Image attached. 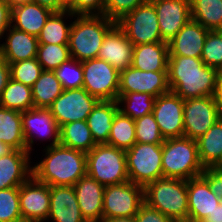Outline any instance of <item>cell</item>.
Wrapping results in <instances>:
<instances>
[{
    "label": "cell",
    "instance_id": "obj_1",
    "mask_svg": "<svg viewBox=\"0 0 222 222\" xmlns=\"http://www.w3.org/2000/svg\"><path fill=\"white\" fill-rule=\"evenodd\" d=\"M39 161L32 160V176L49 186H73L87 174L86 153L61 144L44 148ZM44 156V158H43ZM42 159V160H41Z\"/></svg>",
    "mask_w": 222,
    "mask_h": 222
},
{
    "label": "cell",
    "instance_id": "obj_2",
    "mask_svg": "<svg viewBox=\"0 0 222 222\" xmlns=\"http://www.w3.org/2000/svg\"><path fill=\"white\" fill-rule=\"evenodd\" d=\"M218 70L206 66L201 58L169 55V90L183 100L203 96H213Z\"/></svg>",
    "mask_w": 222,
    "mask_h": 222
},
{
    "label": "cell",
    "instance_id": "obj_3",
    "mask_svg": "<svg viewBox=\"0 0 222 222\" xmlns=\"http://www.w3.org/2000/svg\"><path fill=\"white\" fill-rule=\"evenodd\" d=\"M69 32L71 58L78 61L97 58L106 34L117 24L104 15H76Z\"/></svg>",
    "mask_w": 222,
    "mask_h": 222
},
{
    "label": "cell",
    "instance_id": "obj_4",
    "mask_svg": "<svg viewBox=\"0 0 222 222\" xmlns=\"http://www.w3.org/2000/svg\"><path fill=\"white\" fill-rule=\"evenodd\" d=\"M144 203L174 221L188 220L187 180L160 178L144 187Z\"/></svg>",
    "mask_w": 222,
    "mask_h": 222
},
{
    "label": "cell",
    "instance_id": "obj_5",
    "mask_svg": "<svg viewBox=\"0 0 222 222\" xmlns=\"http://www.w3.org/2000/svg\"><path fill=\"white\" fill-rule=\"evenodd\" d=\"M163 177L188 180L199 177L203 171L197 141L188 137L165 139L162 149Z\"/></svg>",
    "mask_w": 222,
    "mask_h": 222
},
{
    "label": "cell",
    "instance_id": "obj_6",
    "mask_svg": "<svg viewBox=\"0 0 222 222\" xmlns=\"http://www.w3.org/2000/svg\"><path fill=\"white\" fill-rule=\"evenodd\" d=\"M87 175L107 186L129 181L125 150L97 144L86 153Z\"/></svg>",
    "mask_w": 222,
    "mask_h": 222
},
{
    "label": "cell",
    "instance_id": "obj_7",
    "mask_svg": "<svg viewBox=\"0 0 222 222\" xmlns=\"http://www.w3.org/2000/svg\"><path fill=\"white\" fill-rule=\"evenodd\" d=\"M162 149L163 144L136 142L126 150L129 181L145 187L150 182L163 178Z\"/></svg>",
    "mask_w": 222,
    "mask_h": 222
},
{
    "label": "cell",
    "instance_id": "obj_8",
    "mask_svg": "<svg viewBox=\"0 0 222 222\" xmlns=\"http://www.w3.org/2000/svg\"><path fill=\"white\" fill-rule=\"evenodd\" d=\"M117 25L125 32L134 46L164 42L156 9L150 1L125 14L117 21Z\"/></svg>",
    "mask_w": 222,
    "mask_h": 222
},
{
    "label": "cell",
    "instance_id": "obj_9",
    "mask_svg": "<svg viewBox=\"0 0 222 222\" xmlns=\"http://www.w3.org/2000/svg\"><path fill=\"white\" fill-rule=\"evenodd\" d=\"M144 203V187L127 181L107 185L103 197V220L134 217Z\"/></svg>",
    "mask_w": 222,
    "mask_h": 222
},
{
    "label": "cell",
    "instance_id": "obj_10",
    "mask_svg": "<svg viewBox=\"0 0 222 222\" xmlns=\"http://www.w3.org/2000/svg\"><path fill=\"white\" fill-rule=\"evenodd\" d=\"M21 121L26 149L30 154L34 155L35 142L41 141L40 144H44L43 141L50 142L46 146L43 145V148L59 144L60 127L49 109L33 108L21 112Z\"/></svg>",
    "mask_w": 222,
    "mask_h": 222
},
{
    "label": "cell",
    "instance_id": "obj_11",
    "mask_svg": "<svg viewBox=\"0 0 222 222\" xmlns=\"http://www.w3.org/2000/svg\"><path fill=\"white\" fill-rule=\"evenodd\" d=\"M83 88L99 100H117L120 72L108 62L93 58L82 62Z\"/></svg>",
    "mask_w": 222,
    "mask_h": 222
},
{
    "label": "cell",
    "instance_id": "obj_12",
    "mask_svg": "<svg viewBox=\"0 0 222 222\" xmlns=\"http://www.w3.org/2000/svg\"><path fill=\"white\" fill-rule=\"evenodd\" d=\"M222 117L213 96L184 100L183 136L197 140Z\"/></svg>",
    "mask_w": 222,
    "mask_h": 222
},
{
    "label": "cell",
    "instance_id": "obj_13",
    "mask_svg": "<svg viewBox=\"0 0 222 222\" xmlns=\"http://www.w3.org/2000/svg\"><path fill=\"white\" fill-rule=\"evenodd\" d=\"M99 101L82 87L64 90L48 109L61 127L74 121H87L88 115Z\"/></svg>",
    "mask_w": 222,
    "mask_h": 222
},
{
    "label": "cell",
    "instance_id": "obj_14",
    "mask_svg": "<svg viewBox=\"0 0 222 222\" xmlns=\"http://www.w3.org/2000/svg\"><path fill=\"white\" fill-rule=\"evenodd\" d=\"M19 204L24 222H45L50 209V186L31 176L19 187Z\"/></svg>",
    "mask_w": 222,
    "mask_h": 222
},
{
    "label": "cell",
    "instance_id": "obj_15",
    "mask_svg": "<svg viewBox=\"0 0 222 222\" xmlns=\"http://www.w3.org/2000/svg\"><path fill=\"white\" fill-rule=\"evenodd\" d=\"M168 71H141L133 66L120 72L118 95L126 93H149L157 98L168 93Z\"/></svg>",
    "mask_w": 222,
    "mask_h": 222
},
{
    "label": "cell",
    "instance_id": "obj_16",
    "mask_svg": "<svg viewBox=\"0 0 222 222\" xmlns=\"http://www.w3.org/2000/svg\"><path fill=\"white\" fill-rule=\"evenodd\" d=\"M184 100L169 91L154 102L153 114L164 139L182 137Z\"/></svg>",
    "mask_w": 222,
    "mask_h": 222
},
{
    "label": "cell",
    "instance_id": "obj_17",
    "mask_svg": "<svg viewBox=\"0 0 222 222\" xmlns=\"http://www.w3.org/2000/svg\"><path fill=\"white\" fill-rule=\"evenodd\" d=\"M154 5L162 40L169 42L191 18L190 0H150Z\"/></svg>",
    "mask_w": 222,
    "mask_h": 222
},
{
    "label": "cell",
    "instance_id": "obj_18",
    "mask_svg": "<svg viewBox=\"0 0 222 222\" xmlns=\"http://www.w3.org/2000/svg\"><path fill=\"white\" fill-rule=\"evenodd\" d=\"M134 45L116 24L105 36L97 58L108 62L119 72L132 65Z\"/></svg>",
    "mask_w": 222,
    "mask_h": 222
},
{
    "label": "cell",
    "instance_id": "obj_19",
    "mask_svg": "<svg viewBox=\"0 0 222 222\" xmlns=\"http://www.w3.org/2000/svg\"><path fill=\"white\" fill-rule=\"evenodd\" d=\"M73 187L84 219L87 222H102L105 186L86 174Z\"/></svg>",
    "mask_w": 222,
    "mask_h": 222
},
{
    "label": "cell",
    "instance_id": "obj_20",
    "mask_svg": "<svg viewBox=\"0 0 222 222\" xmlns=\"http://www.w3.org/2000/svg\"><path fill=\"white\" fill-rule=\"evenodd\" d=\"M87 222L79 208L73 186H50V209L46 222Z\"/></svg>",
    "mask_w": 222,
    "mask_h": 222
},
{
    "label": "cell",
    "instance_id": "obj_21",
    "mask_svg": "<svg viewBox=\"0 0 222 222\" xmlns=\"http://www.w3.org/2000/svg\"><path fill=\"white\" fill-rule=\"evenodd\" d=\"M187 193L188 220L192 222H203L221 202L201 176L187 180Z\"/></svg>",
    "mask_w": 222,
    "mask_h": 222
},
{
    "label": "cell",
    "instance_id": "obj_22",
    "mask_svg": "<svg viewBox=\"0 0 222 222\" xmlns=\"http://www.w3.org/2000/svg\"><path fill=\"white\" fill-rule=\"evenodd\" d=\"M31 158L28 151L16 149L0 158V190L20 187L32 176Z\"/></svg>",
    "mask_w": 222,
    "mask_h": 222
},
{
    "label": "cell",
    "instance_id": "obj_23",
    "mask_svg": "<svg viewBox=\"0 0 222 222\" xmlns=\"http://www.w3.org/2000/svg\"><path fill=\"white\" fill-rule=\"evenodd\" d=\"M210 30L192 19L168 42L169 55L201 58L206 36Z\"/></svg>",
    "mask_w": 222,
    "mask_h": 222
},
{
    "label": "cell",
    "instance_id": "obj_24",
    "mask_svg": "<svg viewBox=\"0 0 222 222\" xmlns=\"http://www.w3.org/2000/svg\"><path fill=\"white\" fill-rule=\"evenodd\" d=\"M0 55L8 62L15 63L37 56L38 37L10 26L3 35ZM4 42V43H3Z\"/></svg>",
    "mask_w": 222,
    "mask_h": 222
},
{
    "label": "cell",
    "instance_id": "obj_25",
    "mask_svg": "<svg viewBox=\"0 0 222 222\" xmlns=\"http://www.w3.org/2000/svg\"><path fill=\"white\" fill-rule=\"evenodd\" d=\"M53 11L34 2L12 6L11 26L38 37Z\"/></svg>",
    "mask_w": 222,
    "mask_h": 222
},
{
    "label": "cell",
    "instance_id": "obj_26",
    "mask_svg": "<svg viewBox=\"0 0 222 222\" xmlns=\"http://www.w3.org/2000/svg\"><path fill=\"white\" fill-rule=\"evenodd\" d=\"M169 50L167 42L134 46L132 65L141 71H168Z\"/></svg>",
    "mask_w": 222,
    "mask_h": 222
},
{
    "label": "cell",
    "instance_id": "obj_27",
    "mask_svg": "<svg viewBox=\"0 0 222 222\" xmlns=\"http://www.w3.org/2000/svg\"><path fill=\"white\" fill-rule=\"evenodd\" d=\"M117 111L116 100H100L88 115L87 124L96 144L108 142L113 118Z\"/></svg>",
    "mask_w": 222,
    "mask_h": 222
},
{
    "label": "cell",
    "instance_id": "obj_28",
    "mask_svg": "<svg viewBox=\"0 0 222 222\" xmlns=\"http://www.w3.org/2000/svg\"><path fill=\"white\" fill-rule=\"evenodd\" d=\"M196 141L204 168L222 167V117Z\"/></svg>",
    "mask_w": 222,
    "mask_h": 222
},
{
    "label": "cell",
    "instance_id": "obj_29",
    "mask_svg": "<svg viewBox=\"0 0 222 222\" xmlns=\"http://www.w3.org/2000/svg\"><path fill=\"white\" fill-rule=\"evenodd\" d=\"M75 16L69 10L53 12L38 36V44H68L72 19Z\"/></svg>",
    "mask_w": 222,
    "mask_h": 222
},
{
    "label": "cell",
    "instance_id": "obj_30",
    "mask_svg": "<svg viewBox=\"0 0 222 222\" xmlns=\"http://www.w3.org/2000/svg\"><path fill=\"white\" fill-rule=\"evenodd\" d=\"M59 144L79 150L90 152L97 144L93 140L87 121H74L60 127Z\"/></svg>",
    "mask_w": 222,
    "mask_h": 222
},
{
    "label": "cell",
    "instance_id": "obj_31",
    "mask_svg": "<svg viewBox=\"0 0 222 222\" xmlns=\"http://www.w3.org/2000/svg\"><path fill=\"white\" fill-rule=\"evenodd\" d=\"M0 141L16 150L27 151L21 112L0 107Z\"/></svg>",
    "mask_w": 222,
    "mask_h": 222
},
{
    "label": "cell",
    "instance_id": "obj_32",
    "mask_svg": "<svg viewBox=\"0 0 222 222\" xmlns=\"http://www.w3.org/2000/svg\"><path fill=\"white\" fill-rule=\"evenodd\" d=\"M64 91L53 71H43L32 86L34 108L48 109L53 101Z\"/></svg>",
    "mask_w": 222,
    "mask_h": 222
},
{
    "label": "cell",
    "instance_id": "obj_33",
    "mask_svg": "<svg viewBox=\"0 0 222 222\" xmlns=\"http://www.w3.org/2000/svg\"><path fill=\"white\" fill-rule=\"evenodd\" d=\"M191 18L206 29L222 28V0H190Z\"/></svg>",
    "mask_w": 222,
    "mask_h": 222
},
{
    "label": "cell",
    "instance_id": "obj_34",
    "mask_svg": "<svg viewBox=\"0 0 222 222\" xmlns=\"http://www.w3.org/2000/svg\"><path fill=\"white\" fill-rule=\"evenodd\" d=\"M0 107L19 112L33 109L32 87L10 78L0 95Z\"/></svg>",
    "mask_w": 222,
    "mask_h": 222
},
{
    "label": "cell",
    "instance_id": "obj_35",
    "mask_svg": "<svg viewBox=\"0 0 222 222\" xmlns=\"http://www.w3.org/2000/svg\"><path fill=\"white\" fill-rule=\"evenodd\" d=\"M136 143L135 120L117 111L107 145L128 150Z\"/></svg>",
    "mask_w": 222,
    "mask_h": 222
},
{
    "label": "cell",
    "instance_id": "obj_36",
    "mask_svg": "<svg viewBox=\"0 0 222 222\" xmlns=\"http://www.w3.org/2000/svg\"><path fill=\"white\" fill-rule=\"evenodd\" d=\"M155 97L149 93L132 92L118 95V111L136 120L153 112Z\"/></svg>",
    "mask_w": 222,
    "mask_h": 222
},
{
    "label": "cell",
    "instance_id": "obj_37",
    "mask_svg": "<svg viewBox=\"0 0 222 222\" xmlns=\"http://www.w3.org/2000/svg\"><path fill=\"white\" fill-rule=\"evenodd\" d=\"M70 58L68 44H38L36 59L44 71H54Z\"/></svg>",
    "mask_w": 222,
    "mask_h": 222
},
{
    "label": "cell",
    "instance_id": "obj_38",
    "mask_svg": "<svg viewBox=\"0 0 222 222\" xmlns=\"http://www.w3.org/2000/svg\"><path fill=\"white\" fill-rule=\"evenodd\" d=\"M53 72L59 79L64 90L83 87V68L81 61L70 58Z\"/></svg>",
    "mask_w": 222,
    "mask_h": 222
},
{
    "label": "cell",
    "instance_id": "obj_39",
    "mask_svg": "<svg viewBox=\"0 0 222 222\" xmlns=\"http://www.w3.org/2000/svg\"><path fill=\"white\" fill-rule=\"evenodd\" d=\"M9 66L11 78L30 87L34 85L44 71L36 57L29 60L9 63Z\"/></svg>",
    "mask_w": 222,
    "mask_h": 222
},
{
    "label": "cell",
    "instance_id": "obj_40",
    "mask_svg": "<svg viewBox=\"0 0 222 222\" xmlns=\"http://www.w3.org/2000/svg\"><path fill=\"white\" fill-rule=\"evenodd\" d=\"M0 222H24L19 204V187L0 190Z\"/></svg>",
    "mask_w": 222,
    "mask_h": 222
},
{
    "label": "cell",
    "instance_id": "obj_41",
    "mask_svg": "<svg viewBox=\"0 0 222 222\" xmlns=\"http://www.w3.org/2000/svg\"><path fill=\"white\" fill-rule=\"evenodd\" d=\"M136 142L146 144H163L162 136L154 114L150 113L135 120Z\"/></svg>",
    "mask_w": 222,
    "mask_h": 222
},
{
    "label": "cell",
    "instance_id": "obj_42",
    "mask_svg": "<svg viewBox=\"0 0 222 222\" xmlns=\"http://www.w3.org/2000/svg\"><path fill=\"white\" fill-rule=\"evenodd\" d=\"M201 60L206 66L222 69V35L218 30L209 31L202 49Z\"/></svg>",
    "mask_w": 222,
    "mask_h": 222
},
{
    "label": "cell",
    "instance_id": "obj_43",
    "mask_svg": "<svg viewBox=\"0 0 222 222\" xmlns=\"http://www.w3.org/2000/svg\"><path fill=\"white\" fill-rule=\"evenodd\" d=\"M150 0H105L104 16L117 22L125 14Z\"/></svg>",
    "mask_w": 222,
    "mask_h": 222
},
{
    "label": "cell",
    "instance_id": "obj_44",
    "mask_svg": "<svg viewBox=\"0 0 222 222\" xmlns=\"http://www.w3.org/2000/svg\"><path fill=\"white\" fill-rule=\"evenodd\" d=\"M105 0H73L67 8L74 15H103Z\"/></svg>",
    "mask_w": 222,
    "mask_h": 222
},
{
    "label": "cell",
    "instance_id": "obj_45",
    "mask_svg": "<svg viewBox=\"0 0 222 222\" xmlns=\"http://www.w3.org/2000/svg\"><path fill=\"white\" fill-rule=\"evenodd\" d=\"M200 176L208 183L210 190L222 202V167L205 168Z\"/></svg>",
    "mask_w": 222,
    "mask_h": 222
},
{
    "label": "cell",
    "instance_id": "obj_46",
    "mask_svg": "<svg viewBox=\"0 0 222 222\" xmlns=\"http://www.w3.org/2000/svg\"><path fill=\"white\" fill-rule=\"evenodd\" d=\"M134 220L135 222H175L159 210L149 207L146 203L140 206L138 213L134 216Z\"/></svg>",
    "mask_w": 222,
    "mask_h": 222
},
{
    "label": "cell",
    "instance_id": "obj_47",
    "mask_svg": "<svg viewBox=\"0 0 222 222\" xmlns=\"http://www.w3.org/2000/svg\"><path fill=\"white\" fill-rule=\"evenodd\" d=\"M12 6L6 0H0V44L4 33L11 26Z\"/></svg>",
    "mask_w": 222,
    "mask_h": 222
},
{
    "label": "cell",
    "instance_id": "obj_48",
    "mask_svg": "<svg viewBox=\"0 0 222 222\" xmlns=\"http://www.w3.org/2000/svg\"><path fill=\"white\" fill-rule=\"evenodd\" d=\"M10 78L11 75L9 63L0 55V95L7 86Z\"/></svg>",
    "mask_w": 222,
    "mask_h": 222
},
{
    "label": "cell",
    "instance_id": "obj_49",
    "mask_svg": "<svg viewBox=\"0 0 222 222\" xmlns=\"http://www.w3.org/2000/svg\"><path fill=\"white\" fill-rule=\"evenodd\" d=\"M32 2L40 6L47 7L53 12H60L67 10V7L60 0H32Z\"/></svg>",
    "mask_w": 222,
    "mask_h": 222
},
{
    "label": "cell",
    "instance_id": "obj_50",
    "mask_svg": "<svg viewBox=\"0 0 222 222\" xmlns=\"http://www.w3.org/2000/svg\"><path fill=\"white\" fill-rule=\"evenodd\" d=\"M213 97L222 115V69L217 72L216 88Z\"/></svg>",
    "mask_w": 222,
    "mask_h": 222
},
{
    "label": "cell",
    "instance_id": "obj_51",
    "mask_svg": "<svg viewBox=\"0 0 222 222\" xmlns=\"http://www.w3.org/2000/svg\"><path fill=\"white\" fill-rule=\"evenodd\" d=\"M203 222H222V202L217 205L211 214Z\"/></svg>",
    "mask_w": 222,
    "mask_h": 222
},
{
    "label": "cell",
    "instance_id": "obj_52",
    "mask_svg": "<svg viewBox=\"0 0 222 222\" xmlns=\"http://www.w3.org/2000/svg\"><path fill=\"white\" fill-rule=\"evenodd\" d=\"M14 150L9 144L0 141V158L10 154Z\"/></svg>",
    "mask_w": 222,
    "mask_h": 222
},
{
    "label": "cell",
    "instance_id": "obj_53",
    "mask_svg": "<svg viewBox=\"0 0 222 222\" xmlns=\"http://www.w3.org/2000/svg\"><path fill=\"white\" fill-rule=\"evenodd\" d=\"M102 222H135L134 217H120L103 220Z\"/></svg>",
    "mask_w": 222,
    "mask_h": 222
},
{
    "label": "cell",
    "instance_id": "obj_54",
    "mask_svg": "<svg viewBox=\"0 0 222 222\" xmlns=\"http://www.w3.org/2000/svg\"><path fill=\"white\" fill-rule=\"evenodd\" d=\"M11 6L20 4V3H27L32 2V0H6Z\"/></svg>",
    "mask_w": 222,
    "mask_h": 222
},
{
    "label": "cell",
    "instance_id": "obj_55",
    "mask_svg": "<svg viewBox=\"0 0 222 222\" xmlns=\"http://www.w3.org/2000/svg\"><path fill=\"white\" fill-rule=\"evenodd\" d=\"M67 8L72 4L73 0H60Z\"/></svg>",
    "mask_w": 222,
    "mask_h": 222
},
{
    "label": "cell",
    "instance_id": "obj_56",
    "mask_svg": "<svg viewBox=\"0 0 222 222\" xmlns=\"http://www.w3.org/2000/svg\"><path fill=\"white\" fill-rule=\"evenodd\" d=\"M175 222H192V221H189V220H182V221H175Z\"/></svg>",
    "mask_w": 222,
    "mask_h": 222
},
{
    "label": "cell",
    "instance_id": "obj_57",
    "mask_svg": "<svg viewBox=\"0 0 222 222\" xmlns=\"http://www.w3.org/2000/svg\"><path fill=\"white\" fill-rule=\"evenodd\" d=\"M218 31H219V32L221 33V35H222V28H220Z\"/></svg>",
    "mask_w": 222,
    "mask_h": 222
}]
</instances>
